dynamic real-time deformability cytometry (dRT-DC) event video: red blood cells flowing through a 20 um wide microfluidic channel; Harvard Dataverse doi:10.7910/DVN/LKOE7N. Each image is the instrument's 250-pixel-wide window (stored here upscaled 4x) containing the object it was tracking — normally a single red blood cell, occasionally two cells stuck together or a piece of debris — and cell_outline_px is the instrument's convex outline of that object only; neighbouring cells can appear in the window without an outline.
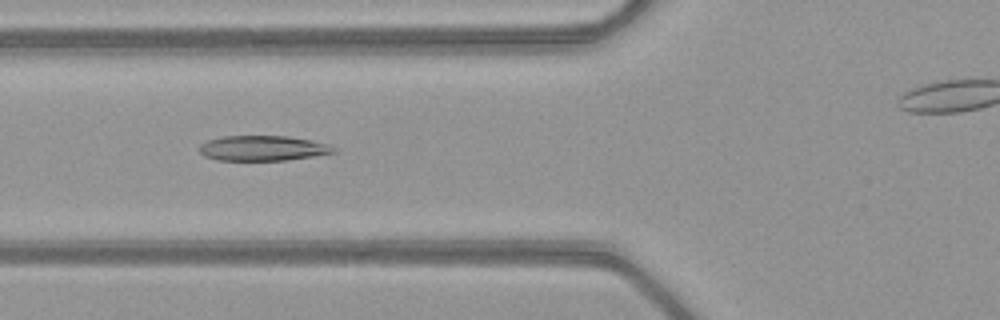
{"species": "common noctule bat (a hibernating species)", "species_latin": "Nyctalus noctula", "temperature_condition": "warm", "stored_images_in_passage": 43, "camera_frame_rate_fps": 3000, "um_per_image_px": 0.085, "animal": {"sex": "female", "body_mass_g": 21.9}, "frame": {"image": 1, "passage_image": 17, "time_ms": 5.333, "image_size_px": [1000, 320], "cell_outline_px": [[340, 148], [336, 152], [312, 156], [284, 160], [216, 160], [204, 156], [196, 148], [200, 144], [208, 140], [224, 136], [288, 136], [312, 140], [328, 144]], "centroid_in_image_um": [22.34, 12.59], "position_along_channel_um": 103.5, "area_um2": 19.83}}
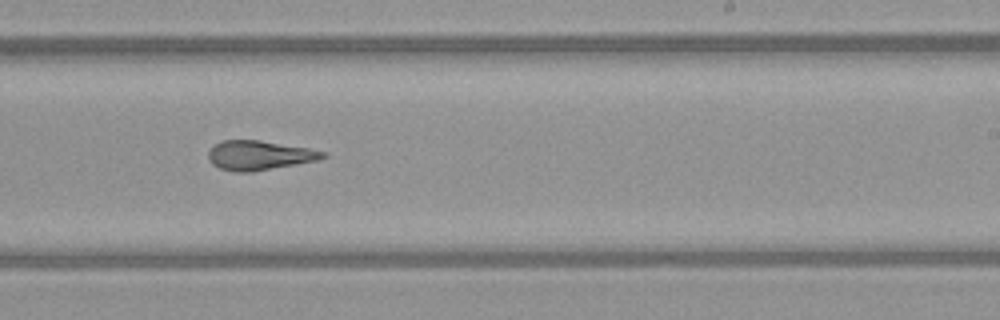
{"frame": {"image": 2, "passage_image": 29, "time_ms": 9.333, "image_size_px": [1000, 320], "cell_outline_px": [[328, 156], [320, 160], [252, 172], [232, 172], [220, 168], [212, 164], [208, 160], [208, 152], [220, 140], [260, 140], [308, 148], [328, 152]], "centroid_in_image_um": [22.07, 13.21], "position_along_channel_um": 266.9, "area_um2": 19.83}}
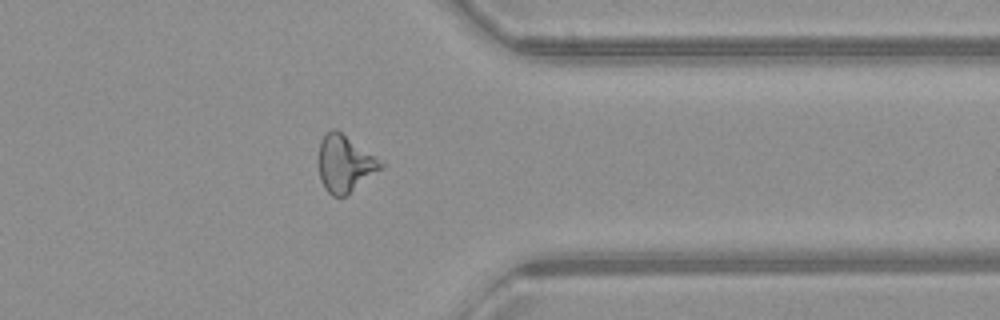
{"frame": {"image": 3, "passage_image": 38, "time_ms": 12.333, "image_size_px": [1000, 320], "cell_outline_px": [[384, 164], [380, 168], [344, 196], [332, 196], [324, 188], [320, 180], [320, 140], [332, 128], [336, 128], [384, 160]], "centroid_in_image_um": [29.32, 13.86], "position_along_channel_um": 382.1, "area_um2": 20.29}, "authors_computed_cell_mechanics": {"area_um2": 20.2878, "velocity_mm_per_s": 4.0764, "shape_relaxation_time_tau1_ms": null, "shape_relaxation_time_tau2_ms": 1.8777, "deformation_change_tau1": null, "deformation_change_tau2": 0.1161}}